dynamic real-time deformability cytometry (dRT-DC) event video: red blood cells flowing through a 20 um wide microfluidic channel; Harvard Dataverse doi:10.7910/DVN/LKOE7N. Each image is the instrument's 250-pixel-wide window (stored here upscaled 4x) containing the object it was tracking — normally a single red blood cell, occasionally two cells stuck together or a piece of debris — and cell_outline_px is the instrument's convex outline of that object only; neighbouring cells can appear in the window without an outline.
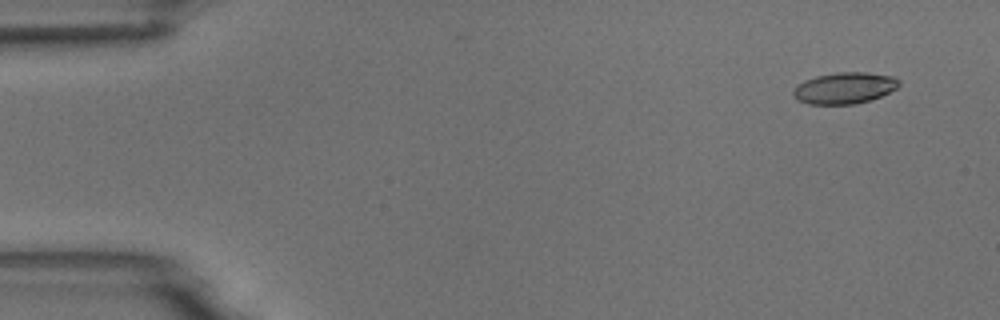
{"species": "common noctule bat (a hibernating species)", "species_latin": "Nyctalus noctula", "temperature_condition": "room temperature", "stored_images_in_passage": 5, "camera_frame_rate_fps": 3000, "um_per_image_px": 0.085, "animal": {"sex": "male", "body_mass_g": 18.8}, "frame": {"image": 1, "passage_image": 1, "time_ms": 0.0, "image_size_px": [1000, 320], "cell_outline_px": [[900, 84], [896, 88], [880, 96], [868, 100], [852, 104], [808, 104], [796, 100], [792, 92], [796, 84], [804, 80], [816, 76], [836, 72], [868, 72], [896, 76], [900, 80]], "centroid_in_image_um": [71.76, 7.46], "position_along_channel_um": 13.2, "area_um2": 19.48}}
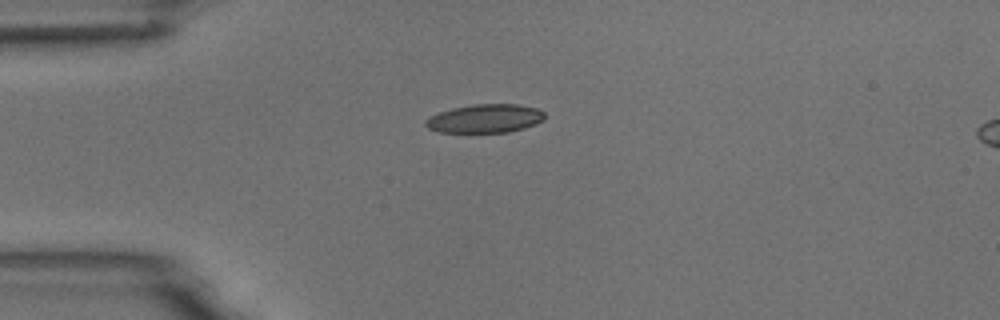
{"frame": {"image": 2, "passage_image": 4, "time_ms": 3.333, "image_size_px": [1000, 320], "cell_outline_px": [[544, 120], [536, 124], [524, 128], [508, 132], [440, 132], [428, 128], [424, 124], [424, 120], [440, 112], [452, 108], [476, 104], [516, 104], [536, 108], [544, 112]], "centroid_in_image_um": [41.24, 10.08], "position_along_channel_um": 43.8, "area_um2": 19.71}}